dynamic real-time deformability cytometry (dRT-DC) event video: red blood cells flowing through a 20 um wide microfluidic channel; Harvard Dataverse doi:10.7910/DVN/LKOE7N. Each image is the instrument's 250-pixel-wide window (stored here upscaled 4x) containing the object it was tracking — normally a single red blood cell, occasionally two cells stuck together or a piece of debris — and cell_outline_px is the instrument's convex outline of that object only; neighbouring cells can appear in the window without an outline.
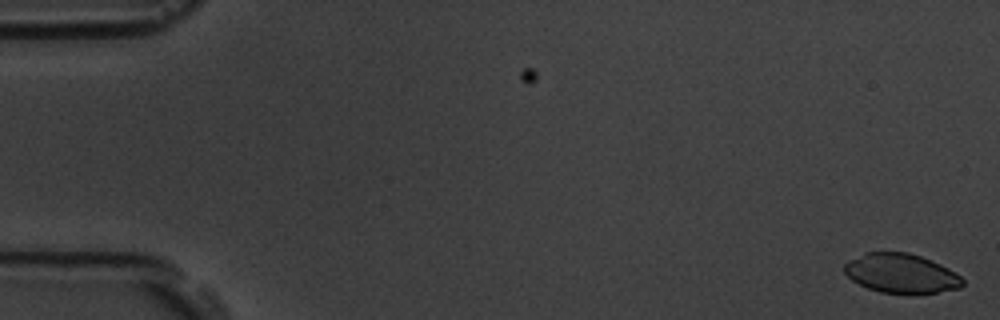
{"species": "common noctule bat (a hibernating species)", "species_latin": "Nyctalus noctula", "temperature_condition": "room temperature", "stored_images_in_passage": 58, "camera_frame_rate_fps": 3000, "um_per_image_px": 0.085, "animal": {"sex": "male", "body_mass_g": 19.5, "forearm_length_mm": 54.6}, "frame": {"image": 1, "passage_image": 1, "time_ms": 0.0, "image_size_px": [1000, 320], "cell_outline_px": [[964, 284], [960, 288], [936, 292], [880, 292], [868, 288], [852, 280], [844, 272], [844, 264], [848, 260], [864, 252], [908, 252], [920, 256], [940, 264], [948, 268], [960, 276], [964, 280]], "centroid_in_image_um": [76.57, 23.21], "position_along_channel_um": 8.4, "area_um2": 26.76}}
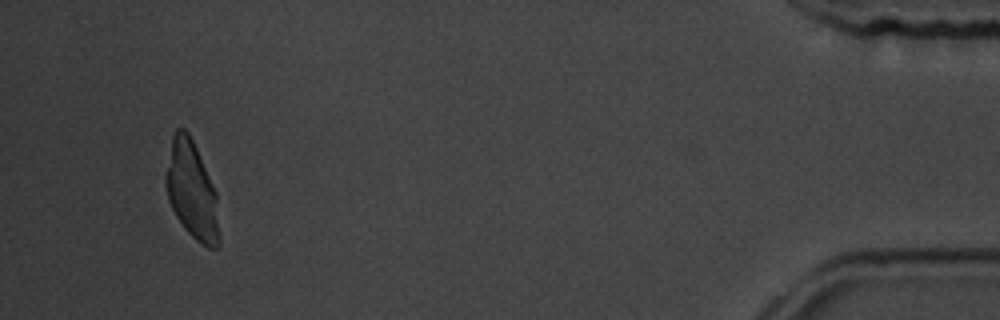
{"frame": {"image": 2, "passage_image": 55, "time_ms": 18.0, "image_size_px": [1000, 320], "cell_outline_px": [[220, 248], [208, 248], [196, 240], [184, 228], [176, 216], [168, 200], [164, 184], [164, 176], [172, 136], [176, 128], [184, 128], [188, 132], [196, 148], [216, 192], [220, 240]], "centroid_in_image_um": [16.29, 16.21], "position_along_channel_um": 418.9, "area_um2": 30.46}}